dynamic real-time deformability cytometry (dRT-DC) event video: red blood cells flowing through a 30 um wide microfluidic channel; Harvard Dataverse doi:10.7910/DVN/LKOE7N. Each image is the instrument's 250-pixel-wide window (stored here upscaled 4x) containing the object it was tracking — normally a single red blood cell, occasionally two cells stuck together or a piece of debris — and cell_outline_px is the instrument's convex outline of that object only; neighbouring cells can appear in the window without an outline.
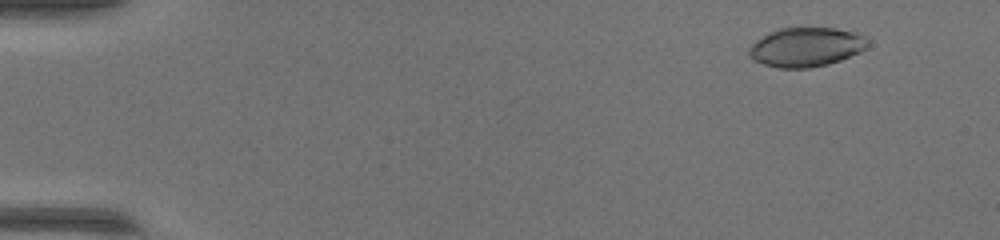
{"species": "common noctule bat (a hibernating species)", "species_latin": "Nyctalus noctula", "temperature_condition": "warm", "stored_images_in_passage": 50, "camera_frame_rate_fps": 3000, "um_per_image_px": 0.085, "animal": {"sex": "female", "body_mass_g": 17.0, "forearm_length_mm": 48.0}, "frame": {"image": 1, "passage_image": 5, "time_ms": 1.333, "image_size_px": [1000, 240], "cell_outline_px": [[868, 44], [860, 52], [840, 60], [828, 64], [808, 68], [780, 68], [764, 64], [756, 60], [748, 52], [748, 48], [756, 40], [768, 32], [776, 28], [836, 28], [852, 32], [860, 36]], "centroid_in_image_um": [68.46, 4.0], "position_along_channel_um": 16.5, "area_um2": 26.7}}
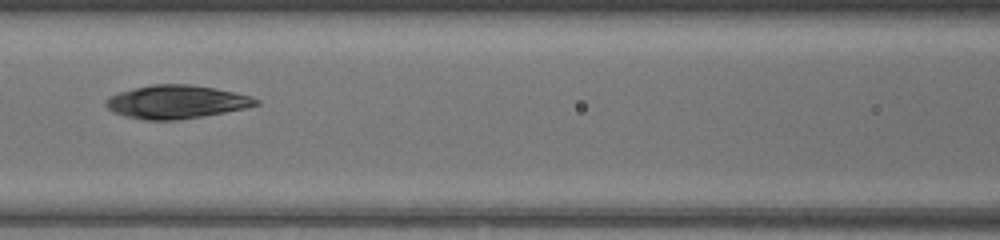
{"frame": {"image": 2, "passage_image": 24, "time_ms": 7.667, "image_size_px": [1000, 240], "cell_outline_px": [[260, 104], [248, 108], [204, 116], [176, 120], [144, 120], [124, 116], [112, 112], [104, 104], [104, 100], [108, 96], [116, 92], [152, 84], [192, 84], [216, 88], [252, 96], [260, 100]], "centroid_in_image_um": [14.98, 8.66], "position_along_channel_um": 151.6, "area_um2": 29.65}}
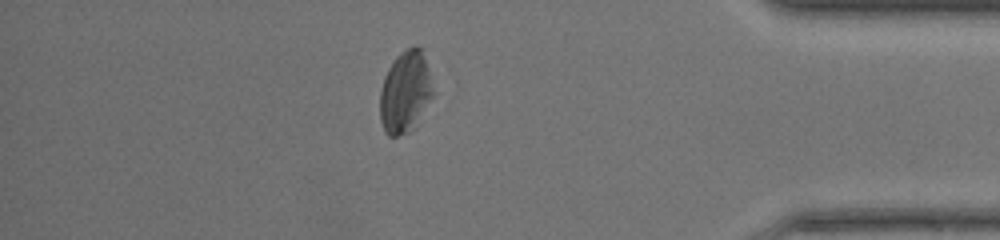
{"frame": {"image": 3, "passage_image": 44, "time_ms": 14.333, "image_size_px": [1000, 240], "cell_outline_px": [[440, 92], [416, 128], [408, 132], [396, 136], [388, 136], [384, 132], [380, 120], [380, 88], [384, 76], [388, 68], [396, 56], [400, 52], [408, 48], [420, 48]], "centroid_in_image_um": [34.55, 7.88], "position_along_channel_um": 400.7, "area_um2": 26.82}, "authors_computed_cell_mechanics": {"area_um2": 27.9174, "velocity_mm_per_s": 4.2088, "shape_relaxation_time_tau1_ms": 1.5089, "shape_relaxation_time_tau2_ms": 4.764, "deformation_change_tau1": 0.0901, "deformation_change_tau2": 0.1486}}